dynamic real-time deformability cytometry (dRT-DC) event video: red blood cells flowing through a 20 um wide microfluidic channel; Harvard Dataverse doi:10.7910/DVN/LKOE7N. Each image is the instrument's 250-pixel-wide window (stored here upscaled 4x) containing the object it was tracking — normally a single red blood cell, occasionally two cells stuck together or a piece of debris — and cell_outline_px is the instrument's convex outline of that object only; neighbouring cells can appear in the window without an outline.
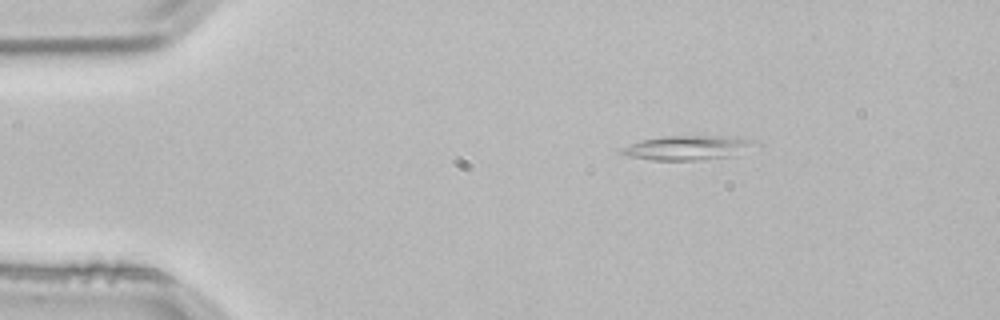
{"species": "common noctule bat (a hibernating species)", "species_latin": "Nyctalus noctula", "temperature_condition": "room temperature", "stored_images_in_passage": 2, "camera_frame_rate_fps": 3000, "um_per_image_px": 0.085, "animal": {"sex": "male", "body_mass_g": 21.5, "forearm_length_mm": 52.0}, "frame": {"image": 1, "passage_image": 1, "time_ms": 0.0, "image_size_px": [1000, 320], "cell_outline_px": [[764, 144], [732, 156], [696, 160], [652, 160], [628, 156], [620, 152], [620, 148], [628, 144], [640, 140], [664, 136], [740, 136], [760, 140]], "centroid_in_image_um": [58.59, 12.54], "position_along_channel_um": 26.4, "area_um2": 19.54}}